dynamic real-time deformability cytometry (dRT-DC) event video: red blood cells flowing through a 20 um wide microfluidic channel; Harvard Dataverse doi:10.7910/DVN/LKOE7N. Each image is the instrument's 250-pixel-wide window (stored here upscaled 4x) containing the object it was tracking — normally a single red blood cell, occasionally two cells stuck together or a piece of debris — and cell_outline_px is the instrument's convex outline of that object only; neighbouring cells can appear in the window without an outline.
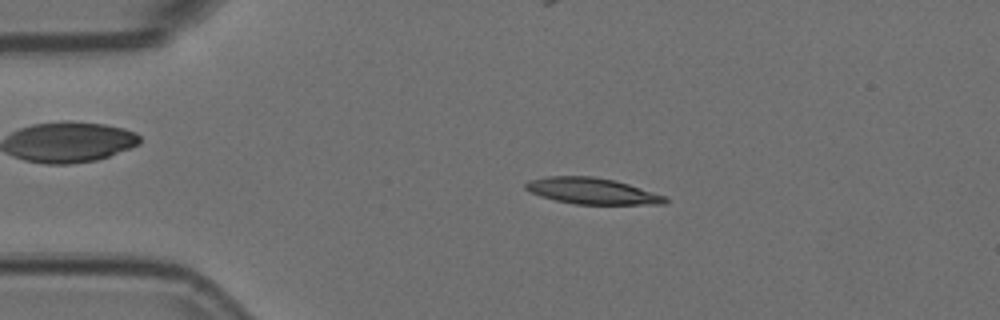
{"species": "Egyptian fruit bat (a non-hibernating species)", "species_latin": "Rousettus aegyptiacus", "temperature_condition": "room temperature", "stored_images_in_passage": 13, "camera_frame_rate_fps": 3000, "um_per_image_px": 0.085, "animal": {"sex": "female"}, "frame": {"image": 1, "passage_image": 10, "time_ms": 3.0, "image_size_px": [1000, 320], "cell_outline_px": [[668, 200], [664, 204], [576, 204], [556, 200], [540, 196], [524, 188], [524, 184], [528, 180], [548, 176], [592, 176], [616, 180], [664, 196]], "centroid_in_image_um": [50.28, 16.23], "position_along_channel_um": 34.7, "area_um2": 21.1}}